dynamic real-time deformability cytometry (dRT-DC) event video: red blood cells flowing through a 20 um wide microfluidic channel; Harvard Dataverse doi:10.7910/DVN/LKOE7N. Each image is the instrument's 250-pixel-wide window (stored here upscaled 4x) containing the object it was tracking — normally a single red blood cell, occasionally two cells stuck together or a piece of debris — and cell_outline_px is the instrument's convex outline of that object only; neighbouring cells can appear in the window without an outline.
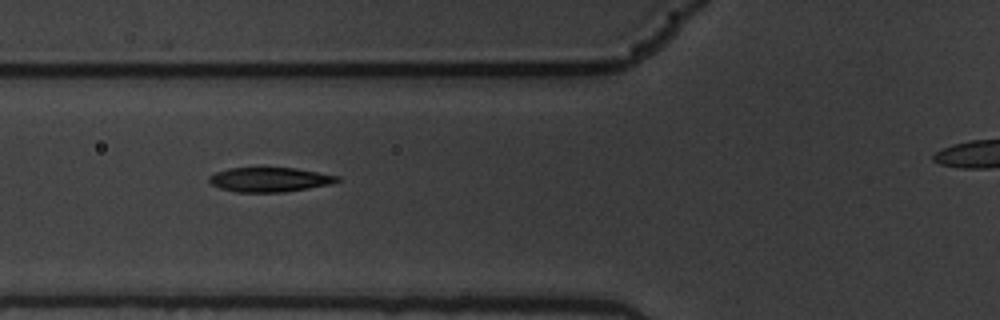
{"species": "common noctule bat (a hibernating species)", "species_latin": "Nyctalus noctula", "temperature_condition": "warm", "stored_images_in_passage": 7, "segment_of_instrument_passage": [1, 2], "camera_frame_rate_fps": 3000, "um_per_image_px": 0.085, "animal": {"sex": "male", "body_mass_g": 19.5, "forearm_length_mm": 54.6}, "frame": {"image": 1, "passage_image": 2, "time_ms": 0.333, "image_size_px": [1000, 320], "cell_outline_px": [[340, 180], [332, 184], [284, 192], [236, 192], [220, 188], [212, 184], [208, 180], [208, 176], [216, 172], [228, 168], [296, 168], [340, 176]], "centroid_in_image_um": [22.92, 15.26], "position_along_channel_um": 102.9, "area_um2": 18.26}}
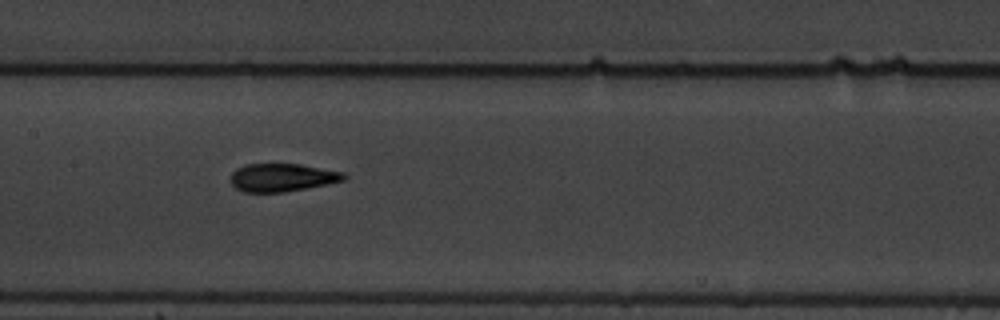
{"frame": {"image": 2, "passage_image": 4, "time_ms": 1.0, "image_size_px": [1000, 320], "cell_outline_px": [[348, 176], [344, 180], [284, 192], [244, 192], [236, 188], [228, 180], [232, 172], [236, 168], [244, 164], [300, 164], [344, 172]], "centroid_in_image_um": [23.93, 15.08], "position_along_channel_um": 183.5, "area_um2": 18.5}}
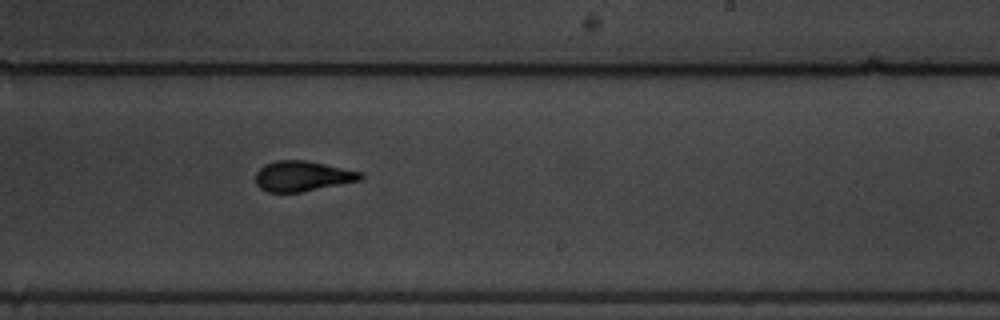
{"frame": {"image": 3, "passage_image": 6, "time_ms": 1.667, "image_size_px": [1000, 320], "cell_outline_px": [[364, 176], [360, 180], [300, 192], [268, 192], [260, 188], [256, 184], [256, 172], [264, 164], [276, 160], [308, 160], [364, 172]], "centroid_in_image_um": [25.71, 14.95], "position_along_channel_um": 263.3, "area_um2": 18.61}}